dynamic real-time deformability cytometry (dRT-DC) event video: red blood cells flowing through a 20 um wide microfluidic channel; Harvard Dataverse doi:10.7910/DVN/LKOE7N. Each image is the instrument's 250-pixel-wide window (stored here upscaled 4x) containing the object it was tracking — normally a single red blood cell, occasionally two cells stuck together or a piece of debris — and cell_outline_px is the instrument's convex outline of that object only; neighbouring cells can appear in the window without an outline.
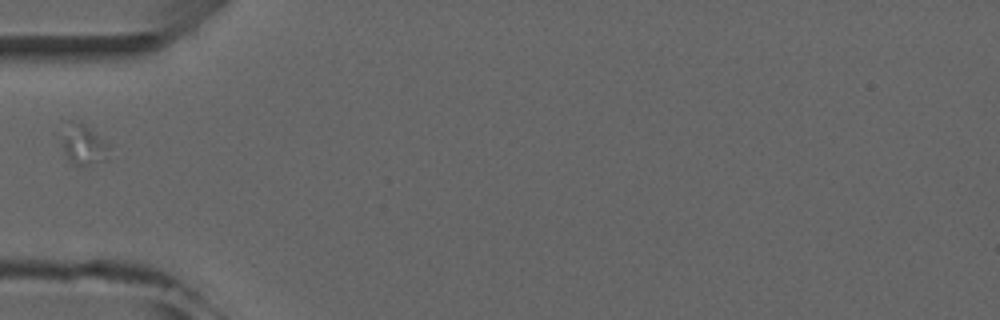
{"species": "common noctule bat (a hibernating species)", "species_latin": "Nyctalus noctula", "temperature_condition": "room temperature", "stored_images_in_passage": 2, "camera_frame_rate_fps": 3000, "um_per_image_px": 0.085, "animal": {"sex": "male", "forearm_length_mm": 52.5}, "frame": {"image": 1, "passage_image": 2, "time_ms": 1.0, "image_size_px": [1000, 320], "cell_outline_px": [[108, 160], [88, 164], [72, 164], [68, 160], [64, 148], [64, 140], [68, 120], [72, 120], [84, 124], [108, 144]], "centroid_in_image_um": [7.13, 12.31], "position_along_channel_um": 77.9, "area_um2": 10.46}}